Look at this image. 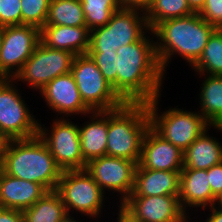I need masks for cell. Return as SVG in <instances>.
Listing matches in <instances>:
<instances>
[{
	"label": "cell",
	"instance_id": "cell-1",
	"mask_svg": "<svg viewBox=\"0 0 222 222\" xmlns=\"http://www.w3.org/2000/svg\"><path fill=\"white\" fill-rule=\"evenodd\" d=\"M144 35L117 49L116 93L125 103H147L161 96L164 73L155 43Z\"/></svg>",
	"mask_w": 222,
	"mask_h": 222
},
{
	"label": "cell",
	"instance_id": "cell-2",
	"mask_svg": "<svg viewBox=\"0 0 222 222\" xmlns=\"http://www.w3.org/2000/svg\"><path fill=\"white\" fill-rule=\"evenodd\" d=\"M215 29L198 13L159 23L151 33L159 40H156L155 47L162 72L166 71L172 55L177 53L192 67L201 57L208 38Z\"/></svg>",
	"mask_w": 222,
	"mask_h": 222
},
{
	"label": "cell",
	"instance_id": "cell-3",
	"mask_svg": "<svg viewBox=\"0 0 222 222\" xmlns=\"http://www.w3.org/2000/svg\"><path fill=\"white\" fill-rule=\"evenodd\" d=\"M0 168L13 177L38 183L47 191L56 190L63 172L38 135L10 140Z\"/></svg>",
	"mask_w": 222,
	"mask_h": 222
},
{
	"label": "cell",
	"instance_id": "cell-4",
	"mask_svg": "<svg viewBox=\"0 0 222 222\" xmlns=\"http://www.w3.org/2000/svg\"><path fill=\"white\" fill-rule=\"evenodd\" d=\"M150 127L146 103H124L108 111L106 155L140 160L144 136Z\"/></svg>",
	"mask_w": 222,
	"mask_h": 222
},
{
	"label": "cell",
	"instance_id": "cell-5",
	"mask_svg": "<svg viewBox=\"0 0 222 222\" xmlns=\"http://www.w3.org/2000/svg\"><path fill=\"white\" fill-rule=\"evenodd\" d=\"M159 97L146 103L150 127L163 139L184 152L211 125L199 112L170 108L163 114H158Z\"/></svg>",
	"mask_w": 222,
	"mask_h": 222
},
{
	"label": "cell",
	"instance_id": "cell-6",
	"mask_svg": "<svg viewBox=\"0 0 222 222\" xmlns=\"http://www.w3.org/2000/svg\"><path fill=\"white\" fill-rule=\"evenodd\" d=\"M144 30L152 31L147 23L145 12H139L136 9H119L113 13L106 25L90 31L88 52H116L121 46L139 41L146 33Z\"/></svg>",
	"mask_w": 222,
	"mask_h": 222
},
{
	"label": "cell",
	"instance_id": "cell-7",
	"mask_svg": "<svg viewBox=\"0 0 222 222\" xmlns=\"http://www.w3.org/2000/svg\"><path fill=\"white\" fill-rule=\"evenodd\" d=\"M70 73L77 84L82 101L91 111L114 110L125 103L88 53L74 57Z\"/></svg>",
	"mask_w": 222,
	"mask_h": 222
},
{
	"label": "cell",
	"instance_id": "cell-8",
	"mask_svg": "<svg viewBox=\"0 0 222 222\" xmlns=\"http://www.w3.org/2000/svg\"><path fill=\"white\" fill-rule=\"evenodd\" d=\"M55 191L61 197L67 214L74 209L90 218L99 217L105 193L85 169L63 171Z\"/></svg>",
	"mask_w": 222,
	"mask_h": 222
},
{
	"label": "cell",
	"instance_id": "cell-9",
	"mask_svg": "<svg viewBox=\"0 0 222 222\" xmlns=\"http://www.w3.org/2000/svg\"><path fill=\"white\" fill-rule=\"evenodd\" d=\"M74 57L69 51L49 48L40 41L13 80H23L36 91L41 90L56 77L68 74Z\"/></svg>",
	"mask_w": 222,
	"mask_h": 222
},
{
	"label": "cell",
	"instance_id": "cell-10",
	"mask_svg": "<svg viewBox=\"0 0 222 222\" xmlns=\"http://www.w3.org/2000/svg\"><path fill=\"white\" fill-rule=\"evenodd\" d=\"M13 79L0 78V129L12 139L38 135L39 123L29 112Z\"/></svg>",
	"mask_w": 222,
	"mask_h": 222
},
{
	"label": "cell",
	"instance_id": "cell-11",
	"mask_svg": "<svg viewBox=\"0 0 222 222\" xmlns=\"http://www.w3.org/2000/svg\"><path fill=\"white\" fill-rule=\"evenodd\" d=\"M40 42V29L32 25L4 26L0 51V78L13 79Z\"/></svg>",
	"mask_w": 222,
	"mask_h": 222
},
{
	"label": "cell",
	"instance_id": "cell-12",
	"mask_svg": "<svg viewBox=\"0 0 222 222\" xmlns=\"http://www.w3.org/2000/svg\"><path fill=\"white\" fill-rule=\"evenodd\" d=\"M41 126L39 123L38 136L45 142L62 171L85 169L86 162L83 160L79 127L76 124L61 118L53 122L49 133Z\"/></svg>",
	"mask_w": 222,
	"mask_h": 222
},
{
	"label": "cell",
	"instance_id": "cell-13",
	"mask_svg": "<svg viewBox=\"0 0 222 222\" xmlns=\"http://www.w3.org/2000/svg\"><path fill=\"white\" fill-rule=\"evenodd\" d=\"M136 167L135 161L105 155L88 161L85 170L103 192L110 189L123 193L122 204L132 193Z\"/></svg>",
	"mask_w": 222,
	"mask_h": 222
},
{
	"label": "cell",
	"instance_id": "cell-14",
	"mask_svg": "<svg viewBox=\"0 0 222 222\" xmlns=\"http://www.w3.org/2000/svg\"><path fill=\"white\" fill-rule=\"evenodd\" d=\"M178 196H129L122 205L142 222H188Z\"/></svg>",
	"mask_w": 222,
	"mask_h": 222
},
{
	"label": "cell",
	"instance_id": "cell-15",
	"mask_svg": "<svg viewBox=\"0 0 222 222\" xmlns=\"http://www.w3.org/2000/svg\"><path fill=\"white\" fill-rule=\"evenodd\" d=\"M183 160L184 152L149 127L143 139L136 169L181 171Z\"/></svg>",
	"mask_w": 222,
	"mask_h": 222
},
{
	"label": "cell",
	"instance_id": "cell-16",
	"mask_svg": "<svg viewBox=\"0 0 222 222\" xmlns=\"http://www.w3.org/2000/svg\"><path fill=\"white\" fill-rule=\"evenodd\" d=\"M40 92L47 105L61 115H79L80 113L88 115L92 112L82 101L77 84L70 72L56 77Z\"/></svg>",
	"mask_w": 222,
	"mask_h": 222
},
{
	"label": "cell",
	"instance_id": "cell-17",
	"mask_svg": "<svg viewBox=\"0 0 222 222\" xmlns=\"http://www.w3.org/2000/svg\"><path fill=\"white\" fill-rule=\"evenodd\" d=\"M46 192L42 185L13 177L0 168V207L23 212Z\"/></svg>",
	"mask_w": 222,
	"mask_h": 222
},
{
	"label": "cell",
	"instance_id": "cell-18",
	"mask_svg": "<svg viewBox=\"0 0 222 222\" xmlns=\"http://www.w3.org/2000/svg\"><path fill=\"white\" fill-rule=\"evenodd\" d=\"M40 41L49 48L69 51L75 56L87 54L90 30L87 26L44 25L40 29Z\"/></svg>",
	"mask_w": 222,
	"mask_h": 222
},
{
	"label": "cell",
	"instance_id": "cell-19",
	"mask_svg": "<svg viewBox=\"0 0 222 222\" xmlns=\"http://www.w3.org/2000/svg\"><path fill=\"white\" fill-rule=\"evenodd\" d=\"M179 202L186 213L189 207H211L216 205V198L212 194L209 184L208 170L183 168L180 172Z\"/></svg>",
	"mask_w": 222,
	"mask_h": 222
},
{
	"label": "cell",
	"instance_id": "cell-20",
	"mask_svg": "<svg viewBox=\"0 0 222 222\" xmlns=\"http://www.w3.org/2000/svg\"><path fill=\"white\" fill-rule=\"evenodd\" d=\"M180 172L136 169L133 190L129 196L179 195Z\"/></svg>",
	"mask_w": 222,
	"mask_h": 222
},
{
	"label": "cell",
	"instance_id": "cell-21",
	"mask_svg": "<svg viewBox=\"0 0 222 222\" xmlns=\"http://www.w3.org/2000/svg\"><path fill=\"white\" fill-rule=\"evenodd\" d=\"M91 114V121L79 127L81 152L86 163L105 156L107 148L108 111H92Z\"/></svg>",
	"mask_w": 222,
	"mask_h": 222
},
{
	"label": "cell",
	"instance_id": "cell-22",
	"mask_svg": "<svg viewBox=\"0 0 222 222\" xmlns=\"http://www.w3.org/2000/svg\"><path fill=\"white\" fill-rule=\"evenodd\" d=\"M203 132L185 151L183 168L208 170L222 162V145Z\"/></svg>",
	"mask_w": 222,
	"mask_h": 222
},
{
	"label": "cell",
	"instance_id": "cell-23",
	"mask_svg": "<svg viewBox=\"0 0 222 222\" xmlns=\"http://www.w3.org/2000/svg\"><path fill=\"white\" fill-rule=\"evenodd\" d=\"M201 85L199 112L213 126H222V76L205 78Z\"/></svg>",
	"mask_w": 222,
	"mask_h": 222
},
{
	"label": "cell",
	"instance_id": "cell-24",
	"mask_svg": "<svg viewBox=\"0 0 222 222\" xmlns=\"http://www.w3.org/2000/svg\"><path fill=\"white\" fill-rule=\"evenodd\" d=\"M67 211L59 194L47 191L30 208L23 211L25 222H59Z\"/></svg>",
	"mask_w": 222,
	"mask_h": 222
},
{
	"label": "cell",
	"instance_id": "cell-25",
	"mask_svg": "<svg viewBox=\"0 0 222 222\" xmlns=\"http://www.w3.org/2000/svg\"><path fill=\"white\" fill-rule=\"evenodd\" d=\"M45 25L86 26L80 0H51Z\"/></svg>",
	"mask_w": 222,
	"mask_h": 222
},
{
	"label": "cell",
	"instance_id": "cell-26",
	"mask_svg": "<svg viewBox=\"0 0 222 222\" xmlns=\"http://www.w3.org/2000/svg\"><path fill=\"white\" fill-rule=\"evenodd\" d=\"M194 13L187 0H152L145 11L150 30L164 20L179 18Z\"/></svg>",
	"mask_w": 222,
	"mask_h": 222
},
{
	"label": "cell",
	"instance_id": "cell-27",
	"mask_svg": "<svg viewBox=\"0 0 222 222\" xmlns=\"http://www.w3.org/2000/svg\"><path fill=\"white\" fill-rule=\"evenodd\" d=\"M192 68L199 74L222 76V29L216 28L209 36L201 57Z\"/></svg>",
	"mask_w": 222,
	"mask_h": 222
},
{
	"label": "cell",
	"instance_id": "cell-28",
	"mask_svg": "<svg viewBox=\"0 0 222 222\" xmlns=\"http://www.w3.org/2000/svg\"><path fill=\"white\" fill-rule=\"evenodd\" d=\"M86 26L91 31L106 25L114 12L120 9L118 0H80Z\"/></svg>",
	"mask_w": 222,
	"mask_h": 222
},
{
	"label": "cell",
	"instance_id": "cell-29",
	"mask_svg": "<svg viewBox=\"0 0 222 222\" xmlns=\"http://www.w3.org/2000/svg\"><path fill=\"white\" fill-rule=\"evenodd\" d=\"M51 0H21L22 25L41 29L47 20Z\"/></svg>",
	"mask_w": 222,
	"mask_h": 222
},
{
	"label": "cell",
	"instance_id": "cell-30",
	"mask_svg": "<svg viewBox=\"0 0 222 222\" xmlns=\"http://www.w3.org/2000/svg\"><path fill=\"white\" fill-rule=\"evenodd\" d=\"M107 82L116 92V59L117 53L113 51L88 52Z\"/></svg>",
	"mask_w": 222,
	"mask_h": 222
},
{
	"label": "cell",
	"instance_id": "cell-31",
	"mask_svg": "<svg viewBox=\"0 0 222 222\" xmlns=\"http://www.w3.org/2000/svg\"><path fill=\"white\" fill-rule=\"evenodd\" d=\"M21 0H0V26L22 25Z\"/></svg>",
	"mask_w": 222,
	"mask_h": 222
},
{
	"label": "cell",
	"instance_id": "cell-32",
	"mask_svg": "<svg viewBox=\"0 0 222 222\" xmlns=\"http://www.w3.org/2000/svg\"><path fill=\"white\" fill-rule=\"evenodd\" d=\"M199 15L215 28L222 29V0H206Z\"/></svg>",
	"mask_w": 222,
	"mask_h": 222
},
{
	"label": "cell",
	"instance_id": "cell-33",
	"mask_svg": "<svg viewBox=\"0 0 222 222\" xmlns=\"http://www.w3.org/2000/svg\"><path fill=\"white\" fill-rule=\"evenodd\" d=\"M212 194L217 198L222 193V162L208 169Z\"/></svg>",
	"mask_w": 222,
	"mask_h": 222
},
{
	"label": "cell",
	"instance_id": "cell-34",
	"mask_svg": "<svg viewBox=\"0 0 222 222\" xmlns=\"http://www.w3.org/2000/svg\"><path fill=\"white\" fill-rule=\"evenodd\" d=\"M0 222H25L23 212L0 207Z\"/></svg>",
	"mask_w": 222,
	"mask_h": 222
},
{
	"label": "cell",
	"instance_id": "cell-35",
	"mask_svg": "<svg viewBox=\"0 0 222 222\" xmlns=\"http://www.w3.org/2000/svg\"><path fill=\"white\" fill-rule=\"evenodd\" d=\"M152 0H118L120 9H136L143 12L149 7Z\"/></svg>",
	"mask_w": 222,
	"mask_h": 222
},
{
	"label": "cell",
	"instance_id": "cell-36",
	"mask_svg": "<svg viewBox=\"0 0 222 222\" xmlns=\"http://www.w3.org/2000/svg\"><path fill=\"white\" fill-rule=\"evenodd\" d=\"M120 210L118 214V222H142L140 219H137L132 213H130L121 203Z\"/></svg>",
	"mask_w": 222,
	"mask_h": 222
},
{
	"label": "cell",
	"instance_id": "cell-37",
	"mask_svg": "<svg viewBox=\"0 0 222 222\" xmlns=\"http://www.w3.org/2000/svg\"><path fill=\"white\" fill-rule=\"evenodd\" d=\"M211 214L205 222H222V210H219L215 205L211 206ZM218 209V210H217Z\"/></svg>",
	"mask_w": 222,
	"mask_h": 222
},
{
	"label": "cell",
	"instance_id": "cell-38",
	"mask_svg": "<svg viewBox=\"0 0 222 222\" xmlns=\"http://www.w3.org/2000/svg\"><path fill=\"white\" fill-rule=\"evenodd\" d=\"M188 4L190 6V9L194 12V13H200L201 10L203 9L204 3L206 0H187Z\"/></svg>",
	"mask_w": 222,
	"mask_h": 222
},
{
	"label": "cell",
	"instance_id": "cell-39",
	"mask_svg": "<svg viewBox=\"0 0 222 222\" xmlns=\"http://www.w3.org/2000/svg\"><path fill=\"white\" fill-rule=\"evenodd\" d=\"M9 142H10V139L0 129V162H1V159H2V156H3V153L5 152Z\"/></svg>",
	"mask_w": 222,
	"mask_h": 222
},
{
	"label": "cell",
	"instance_id": "cell-40",
	"mask_svg": "<svg viewBox=\"0 0 222 222\" xmlns=\"http://www.w3.org/2000/svg\"><path fill=\"white\" fill-rule=\"evenodd\" d=\"M71 214H66L59 222H79L74 220L73 217L70 216Z\"/></svg>",
	"mask_w": 222,
	"mask_h": 222
},
{
	"label": "cell",
	"instance_id": "cell-41",
	"mask_svg": "<svg viewBox=\"0 0 222 222\" xmlns=\"http://www.w3.org/2000/svg\"><path fill=\"white\" fill-rule=\"evenodd\" d=\"M216 202L218 203L219 210H222V193L216 198Z\"/></svg>",
	"mask_w": 222,
	"mask_h": 222
},
{
	"label": "cell",
	"instance_id": "cell-42",
	"mask_svg": "<svg viewBox=\"0 0 222 222\" xmlns=\"http://www.w3.org/2000/svg\"><path fill=\"white\" fill-rule=\"evenodd\" d=\"M2 34H3V27L0 26V51H1V45H2Z\"/></svg>",
	"mask_w": 222,
	"mask_h": 222
},
{
	"label": "cell",
	"instance_id": "cell-43",
	"mask_svg": "<svg viewBox=\"0 0 222 222\" xmlns=\"http://www.w3.org/2000/svg\"><path fill=\"white\" fill-rule=\"evenodd\" d=\"M214 128H217V130H221L222 131V126H214Z\"/></svg>",
	"mask_w": 222,
	"mask_h": 222
}]
</instances>
